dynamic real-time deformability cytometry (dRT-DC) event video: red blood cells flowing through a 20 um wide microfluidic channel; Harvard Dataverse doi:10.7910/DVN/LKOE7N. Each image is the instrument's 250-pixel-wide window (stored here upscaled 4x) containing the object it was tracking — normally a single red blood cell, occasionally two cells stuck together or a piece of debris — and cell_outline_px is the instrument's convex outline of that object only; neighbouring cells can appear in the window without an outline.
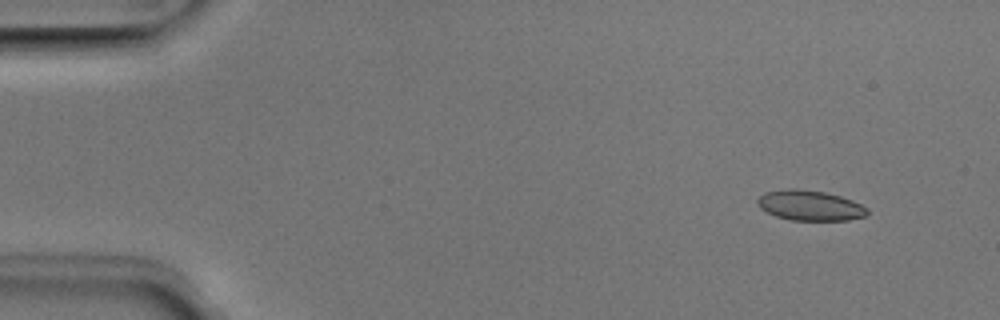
{"species": "Egyptian fruit bat (a non-hibernating species)", "species_latin": "Rousettus aegyptiacus", "temperature_condition": "room temperature", "stored_images_in_passage": 50, "camera_frame_rate_fps": 3000, "um_per_image_px": 0.085, "animal": {"sex": "male"}, "frame": {"image": 1, "passage_image": 4, "time_ms": 1.0, "image_size_px": [1000, 320], "cell_outline_px": [[868, 212], [864, 216], [848, 220], [792, 220], [776, 216], [760, 208], [756, 204], [756, 200], [764, 192], [788, 188], [796, 188], [824, 192], [840, 196], [852, 200], [868, 208]], "centroid_in_image_um": [68.82, 17.45], "position_along_channel_um": 16.2, "area_um2": 19.31}}
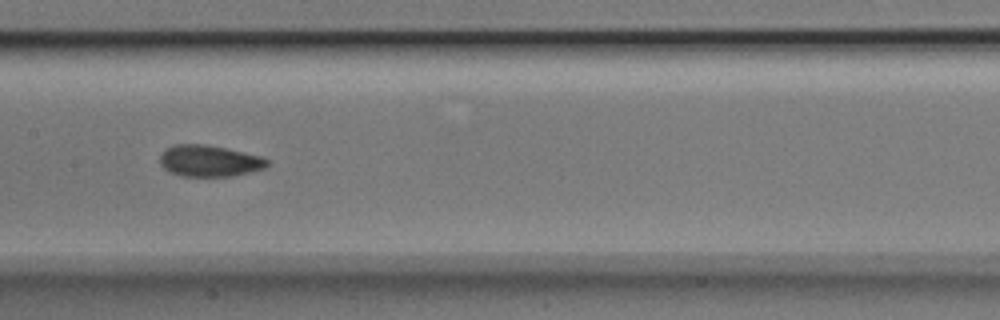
{"frame": {"image": 2, "passage_image": 25, "time_ms": 8.0, "image_size_px": [1000, 320], "cell_outline_px": [[268, 164], [264, 168], [252, 172], [232, 176], [180, 176], [168, 172], [160, 164], [160, 156], [164, 148], [172, 144], [204, 144], [244, 152], [260, 156], [268, 160]], "centroid_in_image_um": [17.74, 13.68], "position_along_channel_um": 189.7, "area_um2": 19.77}}
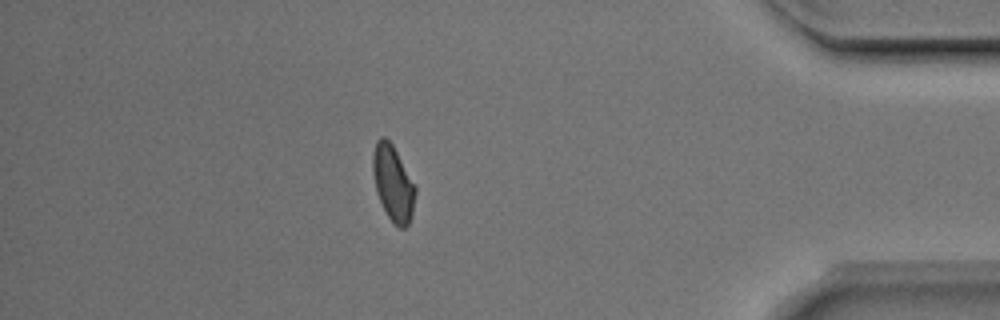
{"frame": {"image": 3, "passage_image": 44, "time_ms": 14.333, "image_size_px": [1000, 320], "cell_outline_px": [[416, 192], [412, 212], [408, 224], [404, 228], [400, 228], [388, 216], [376, 192], [372, 172], [372, 156], [376, 140], [380, 136], [384, 136], [392, 144], [416, 188]], "centroid_in_image_um": [33.38, 15.54], "position_along_channel_um": 401.8, "area_um2": 18.38}, "authors_computed_cell_mechanics": {"area_um2": 19.2763, "velocity_mm_per_s": 3.9774, "shape_relaxation_time_tau1_ms": 3.7098, "shape_relaxation_time_tau2_ms": 1.1727, "deformation_change_tau1": 0.1084, "deformation_change_tau2": 0.05}}